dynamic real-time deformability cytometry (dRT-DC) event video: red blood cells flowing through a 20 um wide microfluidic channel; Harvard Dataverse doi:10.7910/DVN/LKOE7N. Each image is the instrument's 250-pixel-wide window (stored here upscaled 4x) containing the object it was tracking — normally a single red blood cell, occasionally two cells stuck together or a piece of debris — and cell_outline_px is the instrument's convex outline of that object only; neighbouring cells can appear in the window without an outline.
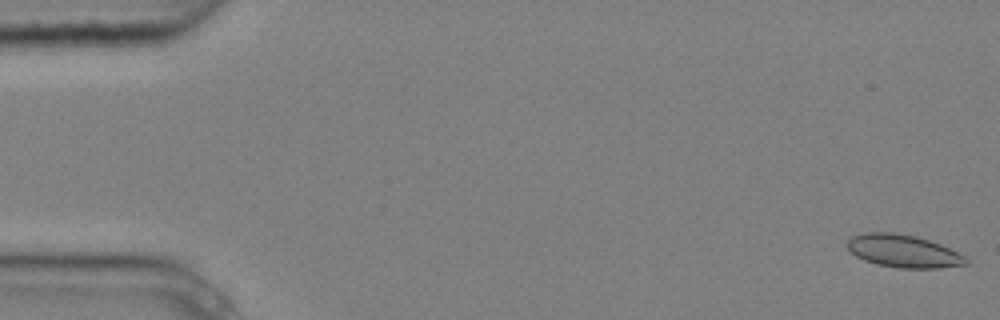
{"species": "common noctule bat (a hibernating species)", "species_latin": "Nyctalus noctula", "temperature_condition": "cold", "stored_images_in_passage": 5, "camera_frame_rate_fps": 3000, "um_per_image_px": 0.085, "animal": {"sex": "male", "body_mass_g": 20.4}, "frame": {"image": 1, "passage_image": 1, "time_ms": 0.0, "image_size_px": [1000, 320], "cell_outline_px": [[968, 264], [940, 268], [900, 268], [876, 264], [864, 260], [856, 256], [848, 248], [848, 240], [852, 236], [868, 232], [892, 232], [916, 236], [940, 244], [964, 256], [968, 260]], "centroid_in_image_um": [76.78, 21.35], "position_along_channel_um": 8.2, "area_um2": 22.43}}
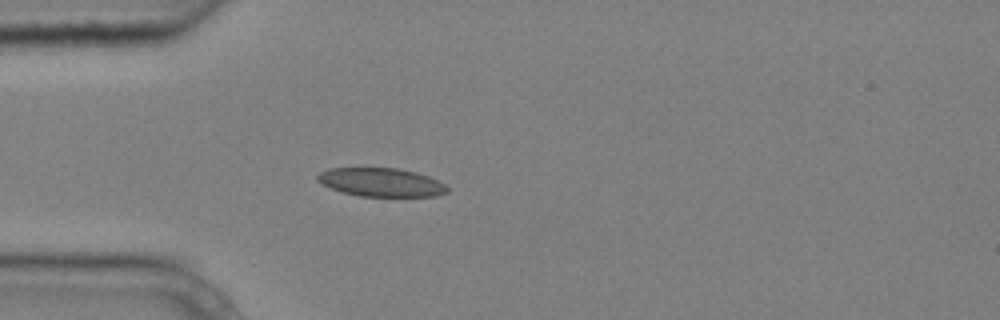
{"frame": {"image": 2, "passage_image": 5, "time_ms": 1.333, "image_size_px": [1000, 320], "cell_outline_px": [[448, 192], [436, 196], [360, 196], [340, 192], [320, 184], [316, 180], [316, 176], [320, 172], [328, 168], [396, 168], [416, 172], [428, 176], [444, 184], [448, 188]], "centroid_in_image_um": [32.34, 15.49], "position_along_channel_um": 52.7, "area_um2": 21.68}}